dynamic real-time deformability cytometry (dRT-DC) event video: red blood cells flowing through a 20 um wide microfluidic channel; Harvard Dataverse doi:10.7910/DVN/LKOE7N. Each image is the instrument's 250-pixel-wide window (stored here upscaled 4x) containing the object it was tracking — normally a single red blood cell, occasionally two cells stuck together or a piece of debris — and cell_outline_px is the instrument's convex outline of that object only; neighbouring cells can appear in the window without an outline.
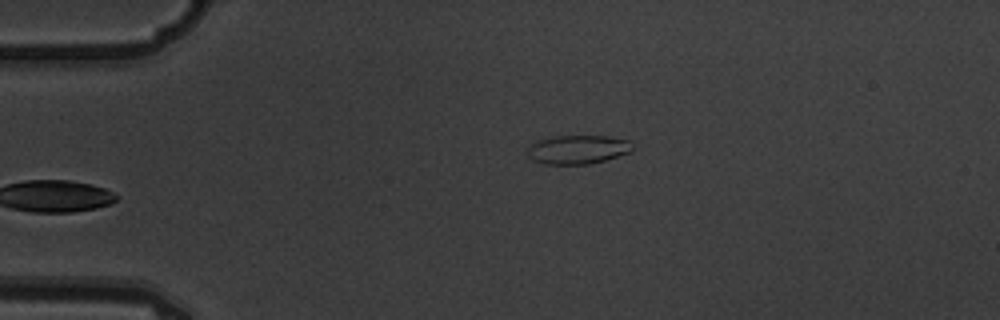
{"species": "common noctule bat (a hibernating species)", "species_latin": "Nyctalus noctula", "temperature_condition": "warm", "stored_images_in_passage": 2, "camera_frame_rate_fps": 3000, "um_per_image_px": 0.085, "animal": {"sex": "male", "body_mass_g": 19.5, "forearm_length_mm": 54.6}, "frame": {"image": 1, "passage_image": 2, "time_ms": 0.333, "image_size_px": [1000, 320], "cell_outline_px": [[632, 148], [628, 152], [604, 160], [588, 164], [544, 164], [532, 160], [528, 156], [528, 148], [536, 140], [556, 136], [608, 136], [628, 140]], "centroid_in_image_um": [49.05, 12.71], "position_along_channel_um": 36.0, "area_um2": 17.4}}